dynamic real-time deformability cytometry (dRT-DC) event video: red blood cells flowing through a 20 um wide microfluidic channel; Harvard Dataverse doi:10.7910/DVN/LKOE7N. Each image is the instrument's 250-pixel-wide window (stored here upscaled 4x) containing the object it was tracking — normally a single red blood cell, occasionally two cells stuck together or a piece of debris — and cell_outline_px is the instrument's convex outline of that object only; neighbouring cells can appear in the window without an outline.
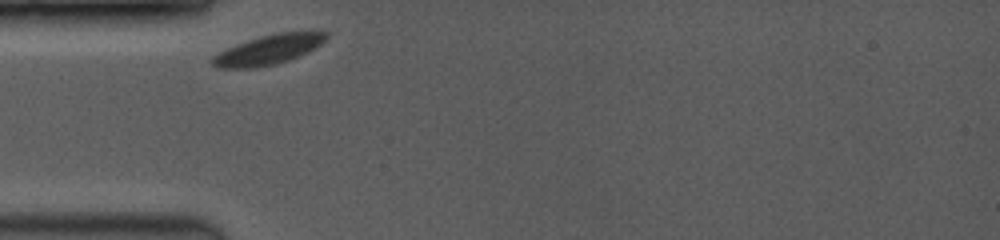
{"species": "common noctule bat (a hibernating species)", "species_latin": "Nyctalus noctula", "temperature_condition": "room temperature", "stored_images_in_passage": 34, "camera_frame_rate_fps": 3500, "um_per_image_px": 0.085, "animal": {"sex": "female", "body_mass_g": 19.0, "forearm_length_mm": 53.3}, "frame": {"image": 1, "passage_image": 1, "time_ms": 0.0, "image_size_px": [1000, 240], "cell_outline_px": [[328, 36], [320, 44], [288, 60], [276, 64], [256, 68], [216, 68], [212, 64], [212, 56], [228, 48], [248, 40], [260, 36], [276, 32], [308, 28], [328, 32]], "centroid_in_image_um": [22.88, 4.17], "position_along_channel_um": 62.1, "area_um2": 19.94}}
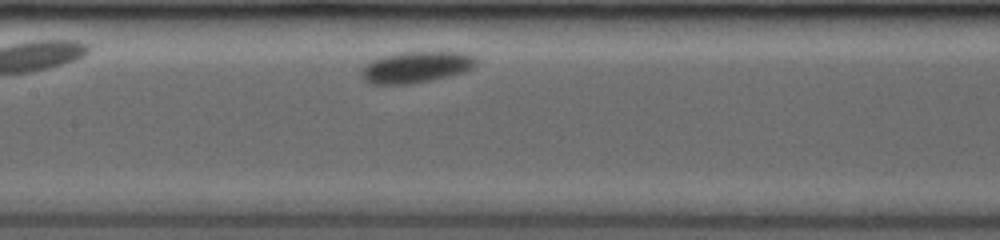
{"frame": {"image": 2, "passage_image": 12, "time_ms": 3.143, "image_size_px": [1000, 240], "cell_outline_px": [[480, 60], [472, 68], [464, 72], [432, 80], [412, 84], [368, 84], [364, 80], [360, 72], [360, 68], [372, 60], [384, 56], [400, 52], [468, 52]], "centroid_in_image_um": [35.38, 5.71], "position_along_channel_um": 172.0, "area_um2": 21.21}}
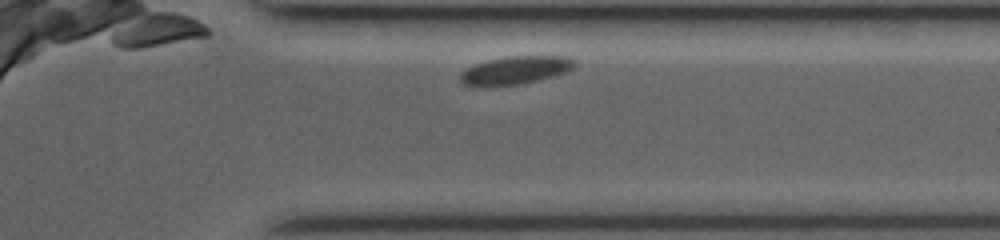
{"frame": {"image": 3, "passage_image": 31, "time_ms": 8.571, "image_size_px": [1000, 240], "cell_outline_px": [[576, 64], [568, 72], [520, 84], [484, 88], [464, 84], [460, 80], [460, 72], [464, 68], [488, 60], [508, 56], [568, 56], [576, 60]], "centroid_in_image_um": [43.78, 5.98], "position_along_channel_um": 367.6, "area_um2": 19.02}, "authors_computed_cell_mechanics": {"area_um2": 19.5653, "velocity_mm_per_s": 3.5662, "shape_relaxation_time_tau1_ms": 0.8599, "shape_relaxation_time_tau2_ms": null, "deformation_change_tau1": 0.0302, "deformation_change_tau2": null}}